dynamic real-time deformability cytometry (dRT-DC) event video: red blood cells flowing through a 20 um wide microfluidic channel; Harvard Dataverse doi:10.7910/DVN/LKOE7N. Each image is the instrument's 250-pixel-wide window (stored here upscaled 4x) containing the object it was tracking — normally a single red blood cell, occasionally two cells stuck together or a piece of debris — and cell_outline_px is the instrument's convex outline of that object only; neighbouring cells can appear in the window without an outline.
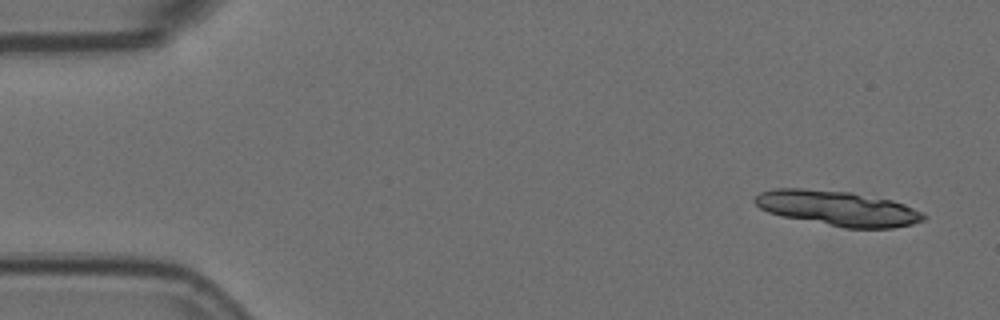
{"species": "Egyptian fruit bat (a non-hibernating species)", "species_latin": "Rousettus aegyptiacus", "temperature_condition": "room temperature", "stored_images_in_passage": 6, "camera_frame_rate_fps": 3000, "um_per_image_px": 0.085, "animal": {"sex": "female"}, "frame": {"image": 1, "passage_image": 1, "time_ms": 0.0, "image_size_px": [1000, 320], "cell_outline_px": [[928, 216], [924, 220], [912, 224], [892, 228], [844, 228], [780, 216], [768, 212], [760, 208], [752, 200], [760, 192], [772, 188], [804, 188], [852, 192], [892, 200], [904, 204], [924, 212]], "centroid_in_image_um": [71.21, 17.7], "position_along_channel_um": 13.8, "area_um2": 34.85}}
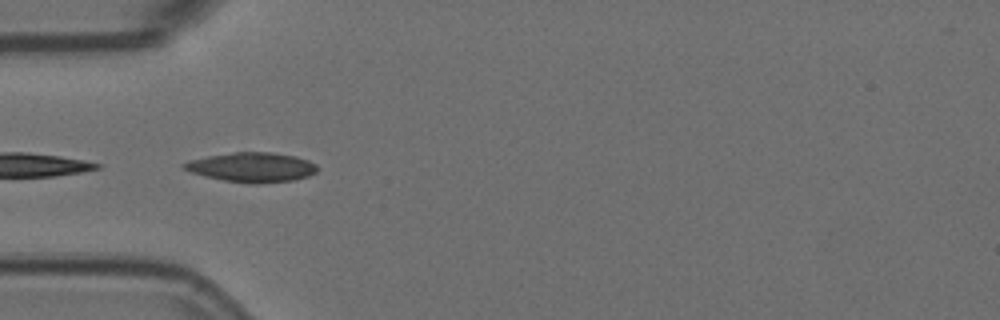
{"frame": {"image": 2, "passage_image": 5, "time_ms": 1.333, "image_size_px": [1000, 320], "cell_outline_px": [[316, 172], [308, 176], [292, 180], [256, 184], [252, 184], [224, 180], [204, 176], [192, 172], [184, 168], [180, 164], [188, 160], [208, 156], [236, 152], [272, 152], [296, 156], [308, 160], [316, 164]], "centroid_in_image_um": [21.4, 14.21], "position_along_channel_um": 63.6, "area_um2": 22.89}}
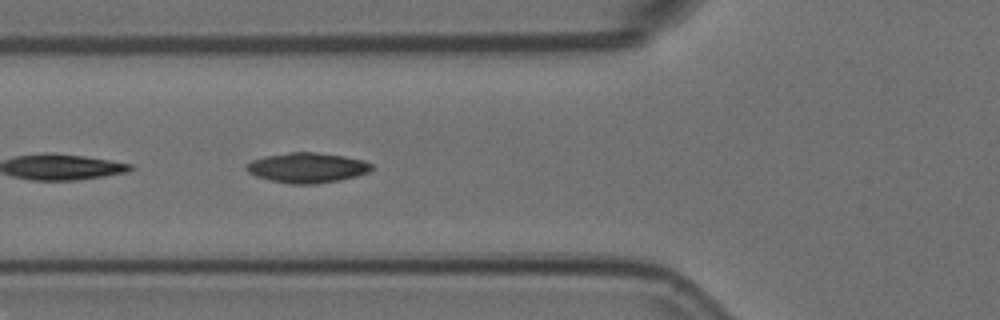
{"frame": {"image": 3, "passage_image": 6, "time_ms": 1.667, "image_size_px": [1000, 320], "cell_outline_px": [[372, 168], [368, 172], [356, 176], [340, 180], [316, 184], [292, 184], [272, 180], [256, 176], [248, 172], [244, 168], [244, 164], [252, 160], [264, 156], [292, 152], [316, 152], [344, 156], [364, 160], [372, 164]], "centroid_in_image_um": [26.09, 14.25], "position_along_channel_um": 99.7, "area_um2": 21.96}}